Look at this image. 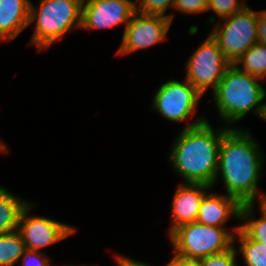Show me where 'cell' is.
Here are the masks:
<instances>
[{
    "instance_id": "obj_3",
    "label": "cell",
    "mask_w": 266,
    "mask_h": 266,
    "mask_svg": "<svg viewBox=\"0 0 266 266\" xmlns=\"http://www.w3.org/2000/svg\"><path fill=\"white\" fill-rule=\"evenodd\" d=\"M260 80L231 64L217 88L212 91L215 107L229 128L254 108V114L259 115L262 102L266 98V91L258 82Z\"/></svg>"
},
{
    "instance_id": "obj_18",
    "label": "cell",
    "mask_w": 266,
    "mask_h": 266,
    "mask_svg": "<svg viewBox=\"0 0 266 266\" xmlns=\"http://www.w3.org/2000/svg\"><path fill=\"white\" fill-rule=\"evenodd\" d=\"M25 244L16 230L0 235V266H14L21 259Z\"/></svg>"
},
{
    "instance_id": "obj_6",
    "label": "cell",
    "mask_w": 266,
    "mask_h": 266,
    "mask_svg": "<svg viewBox=\"0 0 266 266\" xmlns=\"http://www.w3.org/2000/svg\"><path fill=\"white\" fill-rule=\"evenodd\" d=\"M216 23L210 35L218 43L224 57L234 64L257 43V12L246 6L242 11Z\"/></svg>"
},
{
    "instance_id": "obj_2",
    "label": "cell",
    "mask_w": 266,
    "mask_h": 266,
    "mask_svg": "<svg viewBox=\"0 0 266 266\" xmlns=\"http://www.w3.org/2000/svg\"><path fill=\"white\" fill-rule=\"evenodd\" d=\"M229 127L214 129L204 117L188 123L172 144L169 160L184 183L214 186L219 147Z\"/></svg>"
},
{
    "instance_id": "obj_19",
    "label": "cell",
    "mask_w": 266,
    "mask_h": 266,
    "mask_svg": "<svg viewBox=\"0 0 266 266\" xmlns=\"http://www.w3.org/2000/svg\"><path fill=\"white\" fill-rule=\"evenodd\" d=\"M235 238L239 239L238 250L246 266H266V246L251 240L241 229L234 235Z\"/></svg>"
},
{
    "instance_id": "obj_1",
    "label": "cell",
    "mask_w": 266,
    "mask_h": 266,
    "mask_svg": "<svg viewBox=\"0 0 266 266\" xmlns=\"http://www.w3.org/2000/svg\"><path fill=\"white\" fill-rule=\"evenodd\" d=\"M247 130L229 128L219 147L218 171L226 187V195L235 197L241 204L255 203L265 194L258 192L257 184L263 168L260 145Z\"/></svg>"
},
{
    "instance_id": "obj_8",
    "label": "cell",
    "mask_w": 266,
    "mask_h": 266,
    "mask_svg": "<svg viewBox=\"0 0 266 266\" xmlns=\"http://www.w3.org/2000/svg\"><path fill=\"white\" fill-rule=\"evenodd\" d=\"M201 93L186 79L184 82L169 80L155 93L152 108L171 122H181L196 113Z\"/></svg>"
},
{
    "instance_id": "obj_14",
    "label": "cell",
    "mask_w": 266,
    "mask_h": 266,
    "mask_svg": "<svg viewBox=\"0 0 266 266\" xmlns=\"http://www.w3.org/2000/svg\"><path fill=\"white\" fill-rule=\"evenodd\" d=\"M30 0H0V41H10L29 26Z\"/></svg>"
},
{
    "instance_id": "obj_26",
    "label": "cell",
    "mask_w": 266,
    "mask_h": 266,
    "mask_svg": "<svg viewBox=\"0 0 266 266\" xmlns=\"http://www.w3.org/2000/svg\"><path fill=\"white\" fill-rule=\"evenodd\" d=\"M166 266H199L197 260H187L174 255Z\"/></svg>"
},
{
    "instance_id": "obj_21",
    "label": "cell",
    "mask_w": 266,
    "mask_h": 266,
    "mask_svg": "<svg viewBox=\"0 0 266 266\" xmlns=\"http://www.w3.org/2000/svg\"><path fill=\"white\" fill-rule=\"evenodd\" d=\"M247 5L242 0H208V10H212L219 19L242 11Z\"/></svg>"
},
{
    "instance_id": "obj_23",
    "label": "cell",
    "mask_w": 266,
    "mask_h": 266,
    "mask_svg": "<svg viewBox=\"0 0 266 266\" xmlns=\"http://www.w3.org/2000/svg\"><path fill=\"white\" fill-rule=\"evenodd\" d=\"M173 9L185 14L205 12L208 10V0H175Z\"/></svg>"
},
{
    "instance_id": "obj_11",
    "label": "cell",
    "mask_w": 266,
    "mask_h": 266,
    "mask_svg": "<svg viewBox=\"0 0 266 266\" xmlns=\"http://www.w3.org/2000/svg\"><path fill=\"white\" fill-rule=\"evenodd\" d=\"M135 3L132 0H83L81 28L107 29L122 23L126 27L136 12Z\"/></svg>"
},
{
    "instance_id": "obj_24",
    "label": "cell",
    "mask_w": 266,
    "mask_h": 266,
    "mask_svg": "<svg viewBox=\"0 0 266 266\" xmlns=\"http://www.w3.org/2000/svg\"><path fill=\"white\" fill-rule=\"evenodd\" d=\"M22 266H50L49 258L41 251L25 249L23 252Z\"/></svg>"
},
{
    "instance_id": "obj_7",
    "label": "cell",
    "mask_w": 266,
    "mask_h": 266,
    "mask_svg": "<svg viewBox=\"0 0 266 266\" xmlns=\"http://www.w3.org/2000/svg\"><path fill=\"white\" fill-rule=\"evenodd\" d=\"M230 65L218 43L209 34L187 61L185 79L203 96L210 85L213 91L217 88Z\"/></svg>"
},
{
    "instance_id": "obj_9",
    "label": "cell",
    "mask_w": 266,
    "mask_h": 266,
    "mask_svg": "<svg viewBox=\"0 0 266 266\" xmlns=\"http://www.w3.org/2000/svg\"><path fill=\"white\" fill-rule=\"evenodd\" d=\"M171 20L162 15L135 12L126 25L117 54L125 55L139 49H147L166 39Z\"/></svg>"
},
{
    "instance_id": "obj_13",
    "label": "cell",
    "mask_w": 266,
    "mask_h": 266,
    "mask_svg": "<svg viewBox=\"0 0 266 266\" xmlns=\"http://www.w3.org/2000/svg\"><path fill=\"white\" fill-rule=\"evenodd\" d=\"M241 206L233 196L206 193L196 221L203 225L223 227L231 216L240 219Z\"/></svg>"
},
{
    "instance_id": "obj_22",
    "label": "cell",
    "mask_w": 266,
    "mask_h": 266,
    "mask_svg": "<svg viewBox=\"0 0 266 266\" xmlns=\"http://www.w3.org/2000/svg\"><path fill=\"white\" fill-rule=\"evenodd\" d=\"M233 245L229 250L198 259L199 266H237V249Z\"/></svg>"
},
{
    "instance_id": "obj_10",
    "label": "cell",
    "mask_w": 266,
    "mask_h": 266,
    "mask_svg": "<svg viewBox=\"0 0 266 266\" xmlns=\"http://www.w3.org/2000/svg\"><path fill=\"white\" fill-rule=\"evenodd\" d=\"M32 203L21 211L17 231L20 233L26 249L40 251L76 232L73 226L47 217H28Z\"/></svg>"
},
{
    "instance_id": "obj_29",
    "label": "cell",
    "mask_w": 266,
    "mask_h": 266,
    "mask_svg": "<svg viewBox=\"0 0 266 266\" xmlns=\"http://www.w3.org/2000/svg\"><path fill=\"white\" fill-rule=\"evenodd\" d=\"M259 205V208H262L266 212V194L261 199H259Z\"/></svg>"
},
{
    "instance_id": "obj_30",
    "label": "cell",
    "mask_w": 266,
    "mask_h": 266,
    "mask_svg": "<svg viewBox=\"0 0 266 266\" xmlns=\"http://www.w3.org/2000/svg\"><path fill=\"white\" fill-rule=\"evenodd\" d=\"M8 147L0 140V153L8 152Z\"/></svg>"
},
{
    "instance_id": "obj_27",
    "label": "cell",
    "mask_w": 266,
    "mask_h": 266,
    "mask_svg": "<svg viewBox=\"0 0 266 266\" xmlns=\"http://www.w3.org/2000/svg\"><path fill=\"white\" fill-rule=\"evenodd\" d=\"M117 266H151L140 261H135L126 256H117Z\"/></svg>"
},
{
    "instance_id": "obj_20",
    "label": "cell",
    "mask_w": 266,
    "mask_h": 266,
    "mask_svg": "<svg viewBox=\"0 0 266 266\" xmlns=\"http://www.w3.org/2000/svg\"><path fill=\"white\" fill-rule=\"evenodd\" d=\"M135 9L142 14L162 15L170 18L172 22L173 15H166V10L170 7L173 8L175 0H137Z\"/></svg>"
},
{
    "instance_id": "obj_12",
    "label": "cell",
    "mask_w": 266,
    "mask_h": 266,
    "mask_svg": "<svg viewBox=\"0 0 266 266\" xmlns=\"http://www.w3.org/2000/svg\"><path fill=\"white\" fill-rule=\"evenodd\" d=\"M212 187L205 184L184 183L180 184L173 196L172 201V225L170 235L181 225L192 223L197 220L201 201L208 190ZM206 191V192H205Z\"/></svg>"
},
{
    "instance_id": "obj_15",
    "label": "cell",
    "mask_w": 266,
    "mask_h": 266,
    "mask_svg": "<svg viewBox=\"0 0 266 266\" xmlns=\"http://www.w3.org/2000/svg\"><path fill=\"white\" fill-rule=\"evenodd\" d=\"M28 203L0 187V235L17 230L20 213Z\"/></svg>"
},
{
    "instance_id": "obj_28",
    "label": "cell",
    "mask_w": 266,
    "mask_h": 266,
    "mask_svg": "<svg viewBox=\"0 0 266 266\" xmlns=\"http://www.w3.org/2000/svg\"><path fill=\"white\" fill-rule=\"evenodd\" d=\"M259 117H261L262 119H264V121H266V103H262L260 112H259Z\"/></svg>"
},
{
    "instance_id": "obj_25",
    "label": "cell",
    "mask_w": 266,
    "mask_h": 266,
    "mask_svg": "<svg viewBox=\"0 0 266 266\" xmlns=\"http://www.w3.org/2000/svg\"><path fill=\"white\" fill-rule=\"evenodd\" d=\"M257 43L266 45V10L257 11Z\"/></svg>"
},
{
    "instance_id": "obj_5",
    "label": "cell",
    "mask_w": 266,
    "mask_h": 266,
    "mask_svg": "<svg viewBox=\"0 0 266 266\" xmlns=\"http://www.w3.org/2000/svg\"><path fill=\"white\" fill-rule=\"evenodd\" d=\"M240 226L227 232L224 227L203 225L197 221L176 228L170 235L174 255L187 260H198L229 250Z\"/></svg>"
},
{
    "instance_id": "obj_17",
    "label": "cell",
    "mask_w": 266,
    "mask_h": 266,
    "mask_svg": "<svg viewBox=\"0 0 266 266\" xmlns=\"http://www.w3.org/2000/svg\"><path fill=\"white\" fill-rule=\"evenodd\" d=\"M254 203L242 204L240 219L244 221L240 229L251 239L266 246V212L260 208L261 217L254 220Z\"/></svg>"
},
{
    "instance_id": "obj_4",
    "label": "cell",
    "mask_w": 266,
    "mask_h": 266,
    "mask_svg": "<svg viewBox=\"0 0 266 266\" xmlns=\"http://www.w3.org/2000/svg\"><path fill=\"white\" fill-rule=\"evenodd\" d=\"M39 7L30 2L29 25L35 22L30 44L38 52L61 40L73 27L81 28L83 0H40Z\"/></svg>"
},
{
    "instance_id": "obj_16",
    "label": "cell",
    "mask_w": 266,
    "mask_h": 266,
    "mask_svg": "<svg viewBox=\"0 0 266 266\" xmlns=\"http://www.w3.org/2000/svg\"><path fill=\"white\" fill-rule=\"evenodd\" d=\"M234 65L239 70L263 80L266 77V45L255 43Z\"/></svg>"
}]
</instances>
